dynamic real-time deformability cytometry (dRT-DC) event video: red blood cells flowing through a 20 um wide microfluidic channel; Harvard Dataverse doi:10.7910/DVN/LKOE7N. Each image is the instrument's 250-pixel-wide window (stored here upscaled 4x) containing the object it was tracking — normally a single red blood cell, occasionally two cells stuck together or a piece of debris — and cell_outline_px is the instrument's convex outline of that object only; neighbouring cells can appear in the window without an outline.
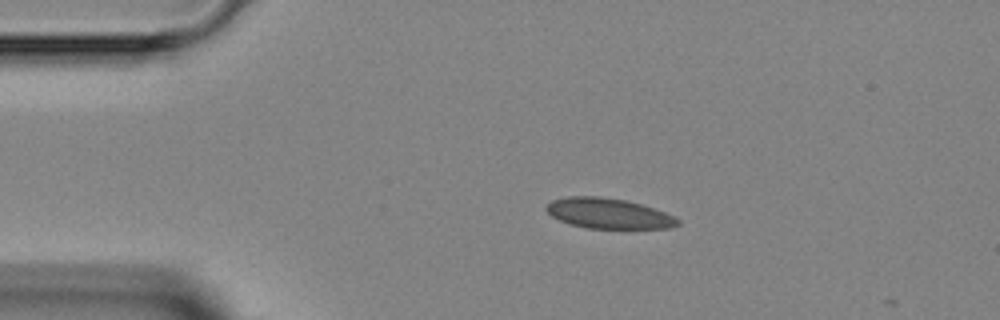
{"species": "Egyptian fruit bat (a non-hibernating species)", "species_latin": "Rousettus aegyptiacus", "temperature_condition": "room temperature", "stored_images_in_passage": 8, "camera_frame_rate_fps": 3000, "um_per_image_px": 0.085, "animal": {"sex": "female"}, "frame": {"image": 1, "passage_image": 7, "time_ms": 2.0, "image_size_px": [1000, 320], "cell_outline_px": [[680, 224], [668, 228], [588, 228], [572, 224], [560, 220], [552, 216], [544, 208], [552, 200], [568, 196], [596, 196], [624, 200], [640, 204], [664, 212], [680, 220]], "centroid_in_image_um": [51.7, 18.14], "position_along_channel_um": 33.3, "area_um2": 22.83}}